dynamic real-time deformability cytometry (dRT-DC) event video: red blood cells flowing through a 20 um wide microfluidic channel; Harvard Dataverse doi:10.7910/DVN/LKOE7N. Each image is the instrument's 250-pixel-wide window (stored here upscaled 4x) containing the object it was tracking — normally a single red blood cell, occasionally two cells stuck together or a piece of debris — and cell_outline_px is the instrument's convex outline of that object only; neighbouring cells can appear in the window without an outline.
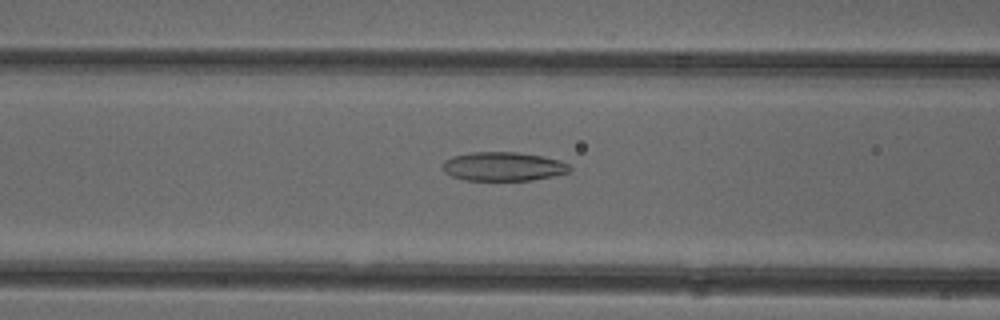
{"species": "common noctule bat (a hibernating species)", "species_latin": "Nyctalus noctula", "temperature_condition": "cold", "stored_images_in_passage": 22, "camera_frame_rate_fps": 3000, "um_per_image_px": 0.085, "animal": {"sex": "female"}, "frame": {"image": 1, "passage_image": 11, "time_ms": 3.333, "image_size_px": [1000, 320], "cell_outline_px": [[572, 168], [568, 172], [552, 176], [532, 180], [464, 180], [452, 176], [444, 172], [444, 160], [452, 156], [468, 152], [520, 152], [544, 156], [560, 160], [568, 164]], "centroid_in_image_um": [42.78, 14.14], "position_along_channel_um": 123.8, "area_um2": 21.5}}
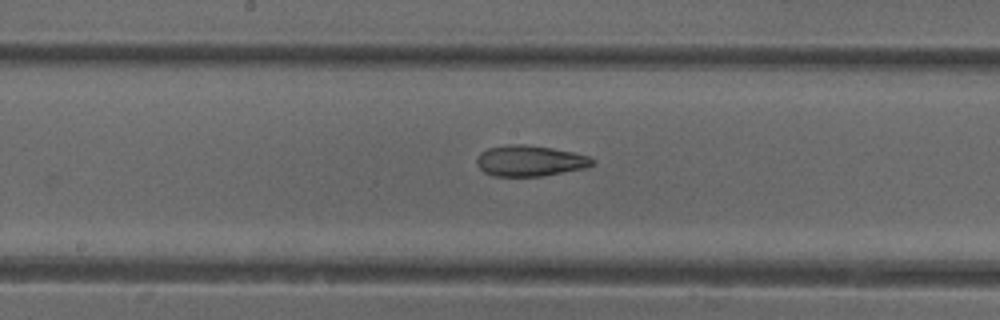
{"frame": {"image": 2, "passage_image": 17, "time_ms": 5.333, "image_size_px": [1000, 320], "cell_outline_px": [[596, 164], [584, 168], [544, 176], [492, 176], [484, 172], [476, 164], [476, 160], [480, 152], [488, 148], [508, 144], [524, 144], [552, 148], [572, 152], [588, 156], [596, 160]], "centroid_in_image_um": [45.04, 13.67], "position_along_channel_um": 203.2, "area_um2": 20.92}}
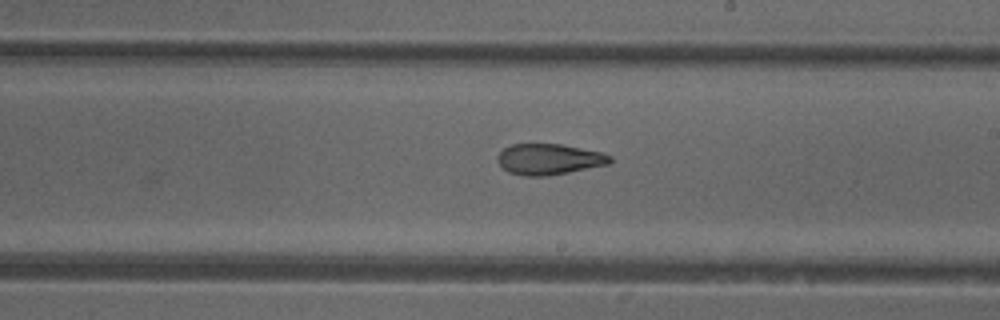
{"frame": {"image": 3, "passage_image": 20, "time_ms": 6.333, "image_size_px": [1000, 320], "cell_outline_px": [[612, 160], [608, 164], [568, 172], [544, 176], [524, 176], [508, 172], [500, 164], [496, 156], [504, 148], [512, 144], [560, 144], [600, 152], [612, 156]], "centroid_in_image_um": [46.64, 13.53], "position_along_channel_um": 242.4, "area_um2": 20.0}}